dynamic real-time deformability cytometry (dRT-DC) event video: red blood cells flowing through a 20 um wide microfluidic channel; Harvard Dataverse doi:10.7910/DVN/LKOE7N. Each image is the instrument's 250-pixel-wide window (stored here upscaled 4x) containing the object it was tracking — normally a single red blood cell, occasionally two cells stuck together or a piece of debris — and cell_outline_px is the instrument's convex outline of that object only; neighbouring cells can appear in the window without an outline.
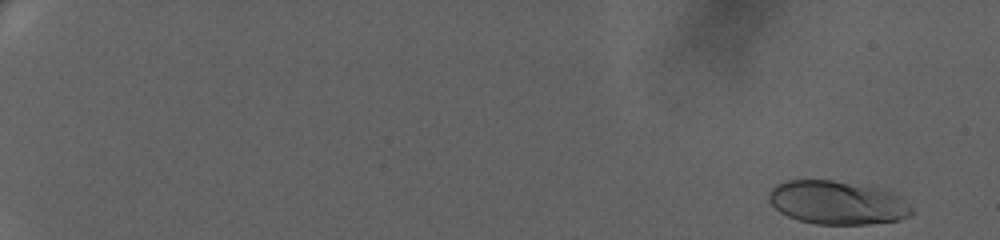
{"species": "human", "species_latin": "Homo sapiens", "temperature_condition": "warm", "stored_images_in_passage": 66, "camera_frame_rate_fps": 3000, "um_per_image_px": 0.085, "donor": {"sex": "female"}, "frame": {"image": 1, "passage_image": 2, "time_ms": 0.333, "image_size_px": [1000, 240], "cell_outline_px": [[912, 212], [908, 216], [900, 220], [868, 224], [816, 224], [800, 220], [788, 216], [780, 212], [768, 200], [768, 192], [776, 184], [788, 180], [832, 180], [888, 188], [900, 196], [912, 208]], "centroid_in_image_um": [71.2, 17.2], "position_along_channel_um": 13.8, "area_um2": 36.59}}
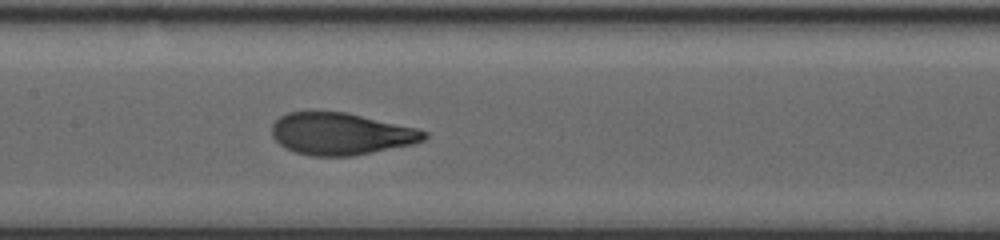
{"frame": {"image": 2, "passage_image": 37, "time_ms": 12.0, "image_size_px": [1000, 240], "cell_outline_px": [[428, 136], [424, 140], [412, 144], [352, 156], [312, 156], [296, 152], [284, 148], [272, 136], [272, 124], [280, 116], [288, 112], [348, 112], [420, 128], [428, 132]], "centroid_in_image_um": [29.01, 11.37], "position_along_channel_um": 178.4, "area_um2": 37.51}}
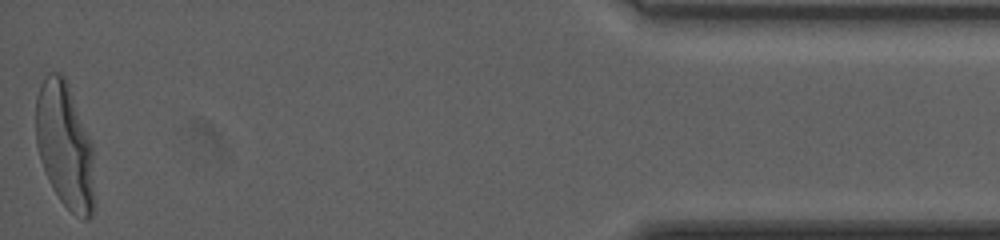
{"frame": {"image": 3, "passage_image": 66, "time_ms": 21.667, "image_size_px": [1000, 240], "cell_outline_px": [[96, 208], [92, 216], [88, 220], [84, 220], [76, 216], [60, 200], [52, 188], [40, 160], [36, 144], [36, 96], [40, 84], [44, 76], [48, 72], [60, 72], [64, 76], [68, 84], [92, 140]], "centroid_in_image_um": [5.54, 12.4], "position_along_channel_um": 429.7, "area_um2": 43.93}, "authors_computed_cell_mechanics": {"area_um2": 37.5411, "velocity_mm_per_s": 3.2689, "shape_relaxation_time_tau1_ms": 5.1666, "shape_relaxation_time_tau2_ms": null, "deformation_change_tau1": 0.2356, "deformation_change_tau2": null}}